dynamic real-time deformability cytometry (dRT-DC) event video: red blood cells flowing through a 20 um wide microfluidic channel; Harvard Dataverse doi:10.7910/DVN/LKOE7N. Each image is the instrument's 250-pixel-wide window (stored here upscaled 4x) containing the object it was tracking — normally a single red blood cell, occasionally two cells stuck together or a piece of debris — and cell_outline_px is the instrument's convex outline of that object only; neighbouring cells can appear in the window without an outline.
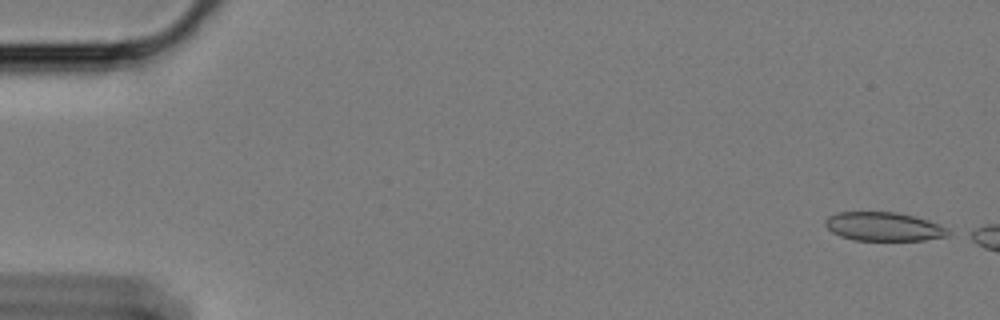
{"species": "Egyptian fruit bat (a non-hibernating species)", "species_latin": "Rousettus aegyptiacus", "temperature_condition": "cold", "stored_images_in_passage": 11, "camera_frame_rate_fps": 3000, "um_per_image_px": 0.085, "animal": {"sex": "female"}, "frame": {"image": 1, "passage_image": 2, "time_ms": 0.333, "image_size_px": [1000, 320], "cell_outline_px": [[956, 232], [948, 236], [924, 240], [852, 240], [840, 236], [832, 232], [824, 224], [824, 220], [828, 216], [836, 212], [896, 212], [928, 220], [948, 228]], "centroid_in_image_um": [75.14, 19.26], "position_along_channel_um": 9.9, "area_um2": 20.81}}